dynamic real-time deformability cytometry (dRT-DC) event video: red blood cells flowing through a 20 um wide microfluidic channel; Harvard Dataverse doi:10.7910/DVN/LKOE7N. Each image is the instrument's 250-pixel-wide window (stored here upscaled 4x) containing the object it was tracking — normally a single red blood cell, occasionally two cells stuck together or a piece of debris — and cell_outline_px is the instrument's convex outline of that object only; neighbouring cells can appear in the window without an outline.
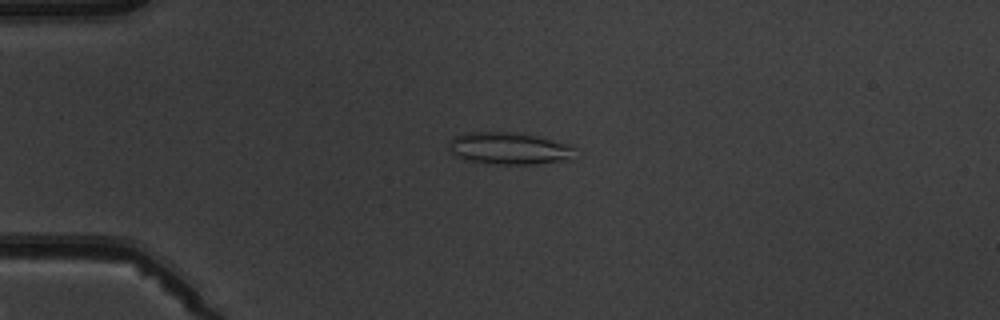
{"species": "common noctule bat (a hibernating species)", "species_latin": "Nyctalus noctula", "temperature_condition": "warm", "stored_images_in_passage": 5, "camera_frame_rate_fps": 3000, "um_per_image_px": 0.085, "animal": {"sex": "male", "body_mass_g": 19.5, "forearm_length_mm": 54.6}, "frame": {"image": 1, "passage_image": 1, "time_ms": 0.0, "image_size_px": [1000, 320], "cell_outline_px": [[576, 148], [572, 160], [536, 164], [496, 164], [468, 160], [452, 152], [448, 148], [448, 144], [456, 136], [464, 132], [512, 132], [536, 136], [568, 144]], "centroid_in_image_um": [43.33, 12.62], "position_along_channel_um": 41.7, "area_um2": 23.47}}
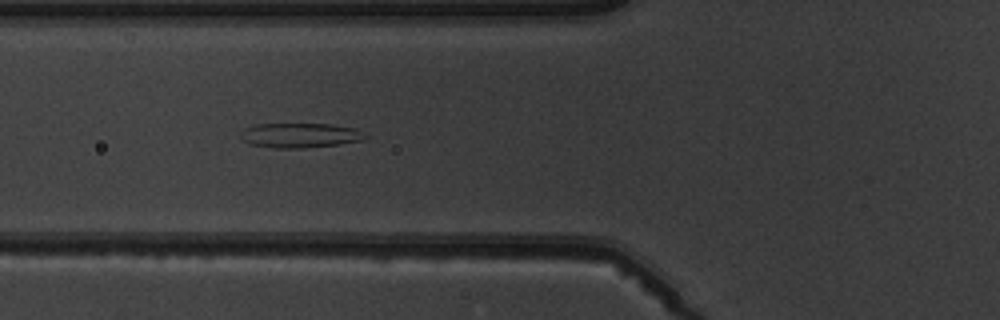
{"frame": {"image": 2, "passage_image": 3, "time_ms": 2.333, "image_size_px": [1000, 320], "cell_outline_px": [[368, 136], [360, 140], [340, 144], [304, 148], [276, 148], [248, 144], [240, 136], [240, 132], [244, 128], [256, 124], [328, 124], [356, 128], [364, 132]], "centroid_in_image_um": [25.48, 11.5], "position_along_channel_um": 100.3, "area_um2": 17.98}}
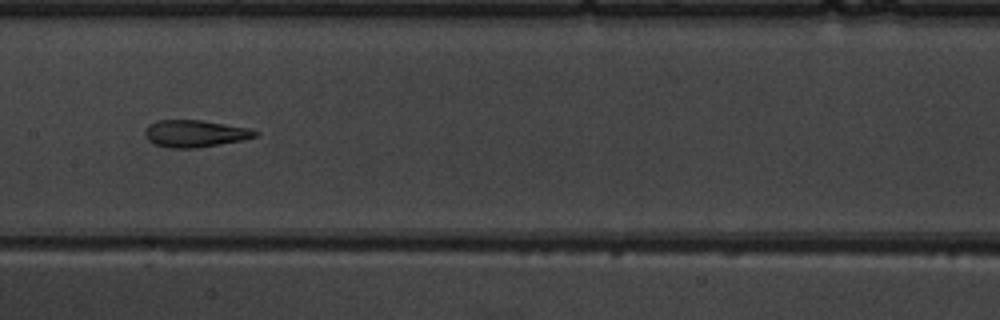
{"frame": {"image": 3, "passage_image": 5, "time_ms": 4.667, "image_size_px": [1000, 320], "cell_outline_px": [[260, 132], [256, 136], [244, 140], [196, 148], [168, 148], [156, 144], [148, 140], [144, 136], [144, 128], [148, 124], [156, 120], [200, 120], [252, 128]], "centroid_in_image_um": [16.57, 11.35], "position_along_channel_um": 190.8, "area_um2": 17.63}}